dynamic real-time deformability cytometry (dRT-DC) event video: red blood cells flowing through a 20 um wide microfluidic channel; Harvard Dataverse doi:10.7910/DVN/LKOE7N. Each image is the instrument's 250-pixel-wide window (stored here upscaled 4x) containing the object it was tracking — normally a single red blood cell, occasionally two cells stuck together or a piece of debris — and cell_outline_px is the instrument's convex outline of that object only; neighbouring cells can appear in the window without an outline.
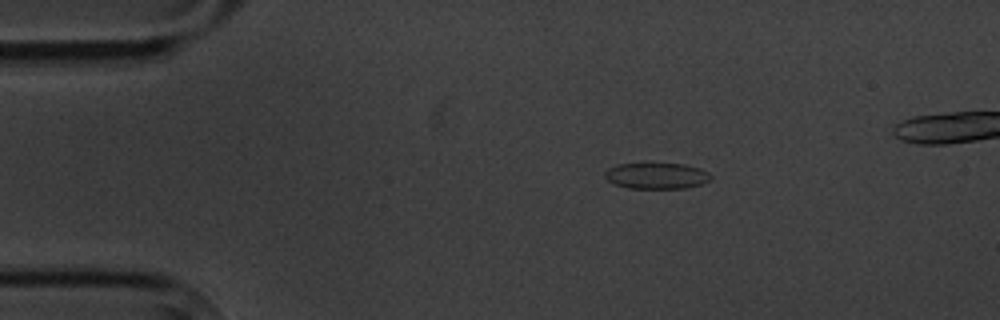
{"species": "common noctule bat (a hibernating species)", "species_latin": "Nyctalus noctula", "temperature_condition": "cold", "stored_images_in_passage": 4, "camera_frame_rate_fps": 3000, "um_per_image_px": 0.085, "animal": {"sex": "male", "body_mass_g": 20.1, "forearm_length_mm": 53.5}, "frame": {"image": 1, "passage_image": 1, "time_ms": 0.0, "image_size_px": [1000, 320], "cell_outline_px": [[712, 180], [700, 184], [684, 188], [628, 188], [616, 184], [608, 180], [604, 176], [604, 172], [608, 168], [616, 164], [644, 160], [652, 160], [684, 164], [700, 168], [708, 172], [712, 176]], "centroid_in_image_um": [55.78, 14.87], "position_along_channel_um": 29.2, "area_um2": 17.11}}
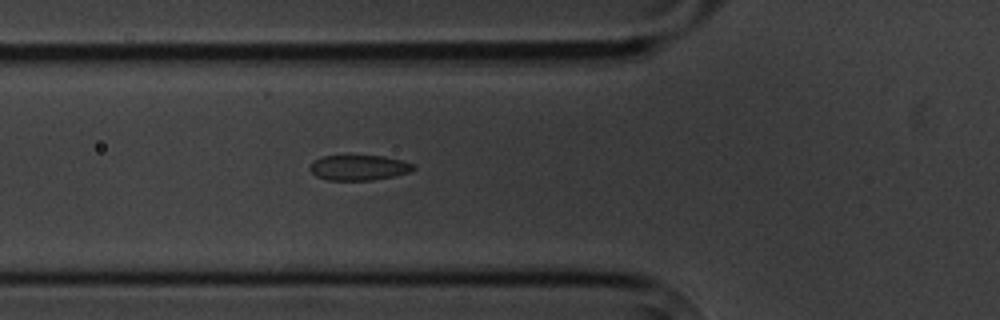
{"frame": {"image": 2, "passage_image": 4, "time_ms": 3.333, "image_size_px": [1000, 320], "cell_outline_px": [[416, 168], [412, 172], [372, 180], [328, 180], [316, 176], [308, 168], [312, 160], [320, 156], [348, 152], [384, 156], [400, 160], [412, 164]], "centroid_in_image_um": [30.43, 14.18], "position_along_channel_um": 95.4, "area_um2": 16.18}}